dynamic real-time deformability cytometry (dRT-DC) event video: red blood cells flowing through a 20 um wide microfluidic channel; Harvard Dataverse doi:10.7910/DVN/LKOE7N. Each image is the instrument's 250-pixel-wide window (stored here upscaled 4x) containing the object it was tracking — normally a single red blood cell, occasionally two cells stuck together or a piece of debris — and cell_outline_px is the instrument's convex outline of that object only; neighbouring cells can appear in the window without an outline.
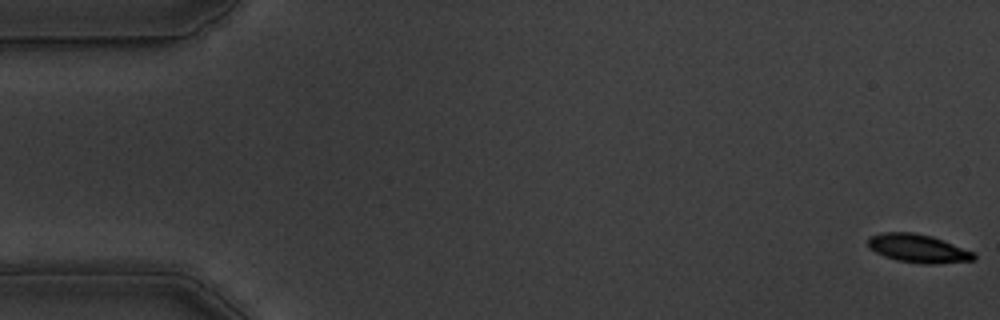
{"species": "common noctule bat (a hibernating species)", "species_latin": "Nyctalus noctula", "temperature_condition": "warm", "stored_images_in_passage": 56, "camera_frame_rate_fps": 3000, "um_per_image_px": 0.085, "animal": {"sex": "male", "body_mass_g": 19.5, "forearm_length_mm": 54.6}, "frame": {"image": 1, "passage_image": 1, "time_ms": 0.0, "image_size_px": [1000, 320], "cell_outline_px": [[976, 260], [936, 264], [924, 264], [896, 260], [884, 256], [868, 248], [868, 236], [880, 232], [912, 232], [932, 236], [976, 252]], "centroid_in_image_um": [78.05, 21.11], "position_along_channel_um": 7.0, "area_um2": 17.8}}
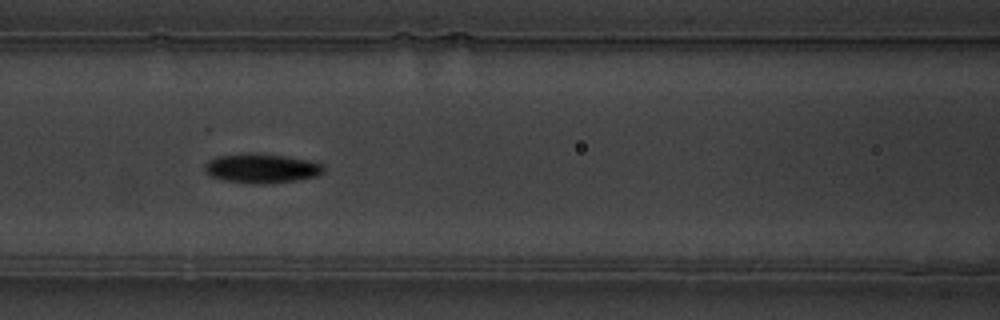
{"frame": {"image": 2, "passage_image": 24, "time_ms": 7.667, "image_size_px": [1000, 320], "cell_outline_px": [[324, 172], [316, 176], [296, 180], [264, 184], [252, 184], [220, 180], [204, 172], [204, 164], [208, 160], [216, 156], [244, 152], [252, 152], [288, 156], [308, 160], [320, 164], [324, 168]], "centroid_in_image_um": [22.16, 14.29], "position_along_channel_um": 144.4, "area_um2": 20.75}}
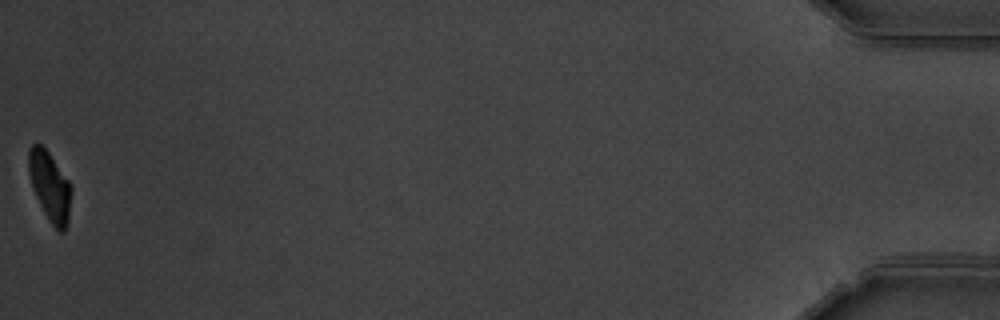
{"frame": {"image": 3, "passage_image": 56, "time_ms": 18.333, "image_size_px": [1000, 320], "cell_outline_px": [[72, 192], [68, 220], [64, 232], [60, 232], [48, 220], [32, 188], [28, 172], [28, 152], [32, 144], [40, 144], [48, 152], [68, 180], [72, 188]], "centroid_in_image_um": [4.23, 15.85], "position_along_channel_um": 431.0, "area_um2": 17.11}, "authors_computed_cell_mechanics": {"area_um2": 18.8428, "velocity_mm_per_s": 3.6265, "shape_relaxation_time_tau1_ms": 2.5489, "shape_relaxation_time_tau2_ms": 3.5666, "deformation_change_tau1": 0.1551, "deformation_change_tau2": 0.0746}}